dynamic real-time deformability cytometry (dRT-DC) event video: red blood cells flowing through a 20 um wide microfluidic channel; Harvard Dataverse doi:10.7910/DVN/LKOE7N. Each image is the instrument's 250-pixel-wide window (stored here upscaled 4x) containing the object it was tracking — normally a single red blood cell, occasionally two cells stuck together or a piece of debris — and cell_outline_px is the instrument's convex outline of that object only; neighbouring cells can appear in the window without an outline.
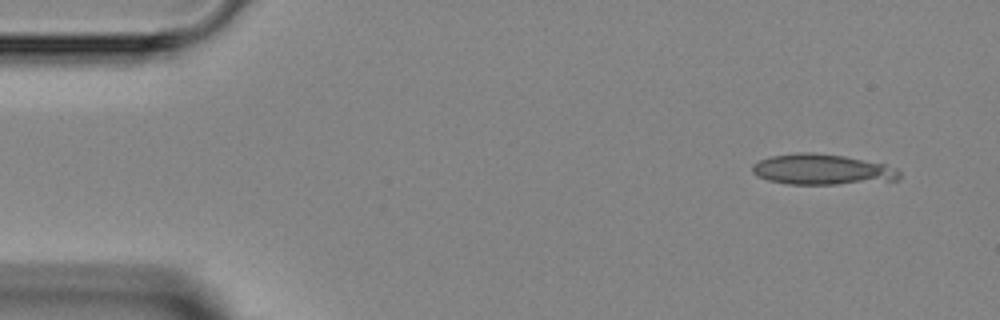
{"species": "Egyptian fruit bat (a non-hibernating species)", "species_latin": "Rousettus aegyptiacus", "temperature_condition": "room temperature", "stored_images_in_passage": 4, "camera_frame_rate_fps": 3000, "um_per_image_px": 0.085, "animal": {"sex": "female"}, "frame": {"image": 1, "passage_image": 1, "time_ms": 0.0, "image_size_px": [1000, 320], "cell_outline_px": [[900, 176], [896, 180], [836, 184], [788, 184], [768, 180], [756, 176], [752, 172], [752, 164], [760, 160], [772, 156], [796, 152], [812, 152], [844, 156], [884, 164], [896, 168], [900, 172]], "centroid_in_image_um": [69.84, 14.4], "position_along_channel_um": 15.2, "area_um2": 26.13}}